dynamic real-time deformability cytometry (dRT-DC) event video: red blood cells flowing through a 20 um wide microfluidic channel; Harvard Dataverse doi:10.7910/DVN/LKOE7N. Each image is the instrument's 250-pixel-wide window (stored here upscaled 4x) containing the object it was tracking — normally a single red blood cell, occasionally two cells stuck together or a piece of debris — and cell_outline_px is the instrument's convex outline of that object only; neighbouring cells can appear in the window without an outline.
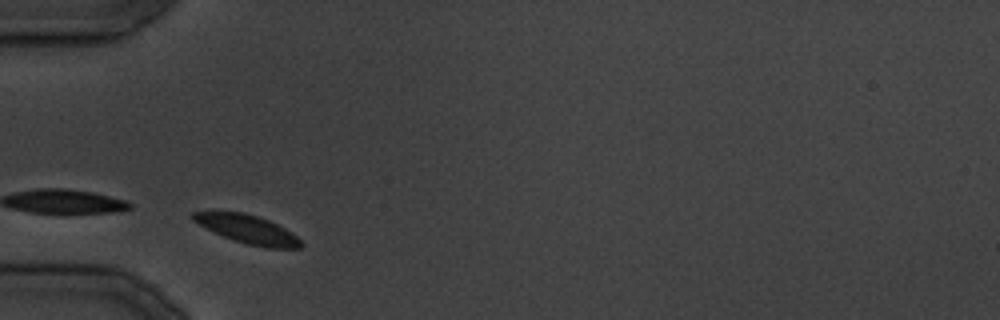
{"species": "common noctule bat (a hibernating species)", "species_latin": "Nyctalus noctula", "temperature_condition": "cold", "stored_images_in_passage": 3, "camera_frame_rate_fps": 3000, "um_per_image_px": 0.085, "animal": {"sex": "male", "body_mass_g": 19.5, "forearm_length_mm": 54.6}, "frame": {"image": 1, "passage_image": 1, "time_ms": 0.0, "image_size_px": [1000, 320], "cell_outline_px": [[304, 244], [300, 248], [268, 248], [248, 244], [224, 236], [192, 220], [192, 212], [244, 212], [268, 220], [292, 232]], "centroid_in_image_um": [21.11, 19.49], "position_along_channel_um": 63.9, "area_um2": 17.4}}